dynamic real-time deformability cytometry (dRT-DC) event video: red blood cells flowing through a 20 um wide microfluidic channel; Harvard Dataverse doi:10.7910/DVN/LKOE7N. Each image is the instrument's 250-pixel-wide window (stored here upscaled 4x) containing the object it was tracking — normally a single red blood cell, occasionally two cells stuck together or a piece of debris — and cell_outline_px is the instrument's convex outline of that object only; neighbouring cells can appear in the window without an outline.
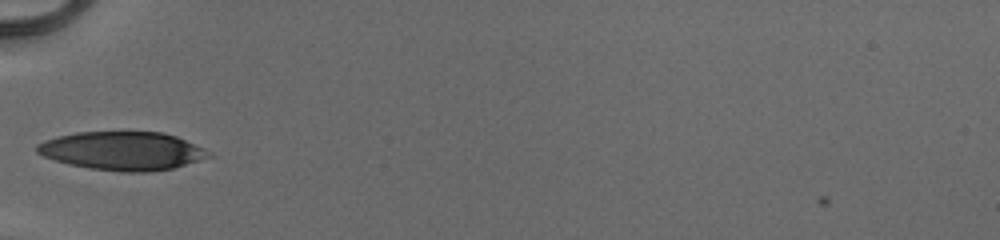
{"species": "human", "species_latin": "Homo sapiens", "temperature_condition": "cold", "stored_images_in_passage": 5, "camera_frame_rate_fps": 3000, "um_per_image_px": 0.085, "donor": {"sex": "male"}, "frame": {"image": 1, "passage_image": 1, "time_ms": 0.0, "image_size_px": [1000, 240], "cell_outline_px": [[212, 156], [172, 168], [148, 172], [124, 172], [92, 168], [68, 164], [44, 156], [36, 152], [36, 144], [44, 140], [76, 132], [164, 132], [176, 136], [204, 148]], "centroid_in_image_um": [10.39, 12.82], "position_along_channel_um": 74.6, "area_um2": 38.15}}